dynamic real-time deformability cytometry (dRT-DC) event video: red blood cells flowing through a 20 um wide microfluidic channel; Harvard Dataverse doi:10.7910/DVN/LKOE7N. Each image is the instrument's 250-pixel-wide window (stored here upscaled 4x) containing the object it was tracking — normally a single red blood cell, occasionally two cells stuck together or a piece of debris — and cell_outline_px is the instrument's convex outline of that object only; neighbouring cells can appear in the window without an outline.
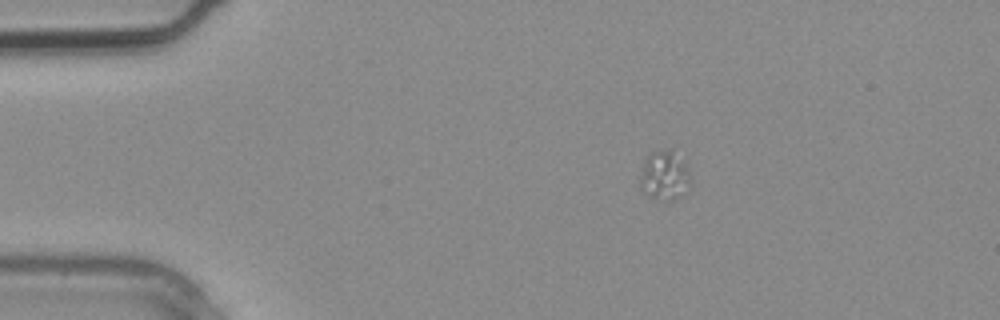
{"species": "common noctule bat (a hibernating species)", "species_latin": "Nyctalus noctula", "temperature_condition": "warm", "stored_images_in_passage": 3, "camera_frame_rate_fps": 3000, "um_per_image_px": 0.085, "animal": {"sex": "male", "body_mass_g": 20.4}, "frame": {"image": 1, "passage_image": 1, "time_ms": 0.0, "image_size_px": [1000, 320], "cell_outline_px": [[692, 184], [672, 200], [668, 200], [652, 196], [644, 192], [640, 188], [640, 180], [648, 156], [652, 152], [672, 152], [688, 168]], "centroid_in_image_um": [56.5, 14.96], "position_along_channel_um": 28.5, "area_um2": 13.41}}